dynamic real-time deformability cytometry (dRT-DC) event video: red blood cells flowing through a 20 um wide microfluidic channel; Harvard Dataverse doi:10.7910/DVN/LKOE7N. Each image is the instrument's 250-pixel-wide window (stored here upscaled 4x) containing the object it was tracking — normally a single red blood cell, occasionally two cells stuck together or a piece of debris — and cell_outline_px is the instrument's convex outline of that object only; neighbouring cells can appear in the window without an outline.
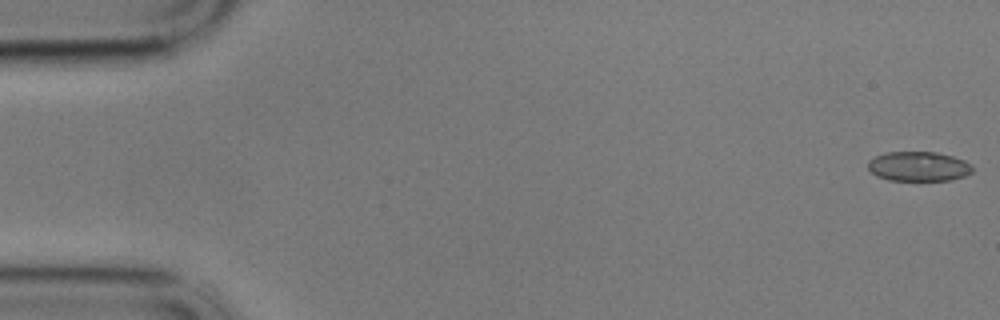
{"species": "common noctule bat (a hibernating species)", "species_latin": "Nyctalus noctula", "temperature_condition": "cold", "stored_images_in_passage": 58, "camera_frame_rate_fps": 3000, "um_per_image_px": 0.085, "animal": {"sex": "male", "body_mass_g": 17.9}, "frame": {"image": 1, "passage_image": 1, "time_ms": 0.0, "image_size_px": [1000, 320], "cell_outline_px": [[972, 172], [964, 176], [952, 180], [888, 180], [876, 176], [868, 168], [868, 160], [884, 152], [936, 152], [952, 156], [964, 160], [972, 164]], "centroid_in_image_um": [78.07, 14.14], "position_along_channel_um": 6.9, "area_um2": 18.09}}
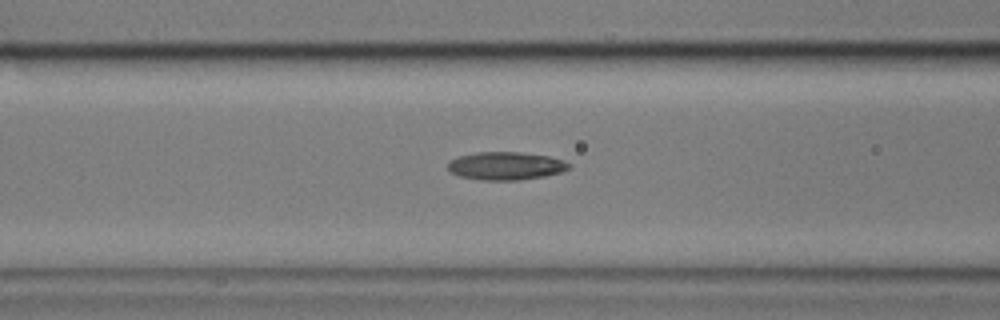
{"frame": {"image": 2, "passage_image": 23, "time_ms": 7.333, "image_size_px": [1000, 320], "cell_outline_px": [[572, 164], [568, 168], [560, 172], [544, 176], [520, 180], [480, 180], [460, 176], [452, 172], [448, 168], [448, 164], [452, 160], [460, 156], [476, 152], [520, 152], [548, 156]], "centroid_in_image_um": [42.99, 14.1], "position_along_channel_um": 123.6, "area_um2": 19.48}}
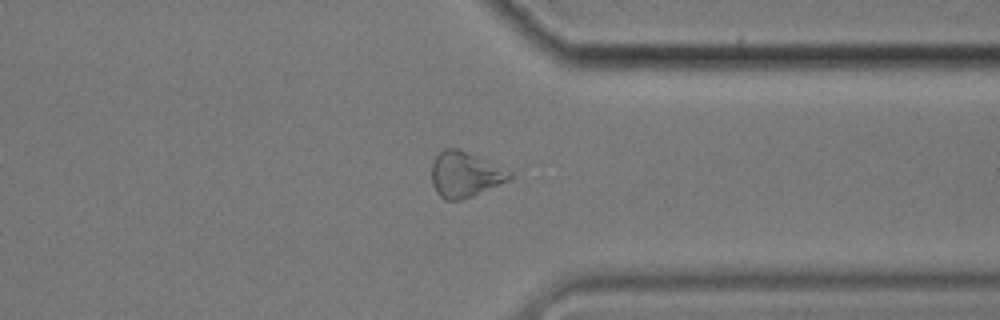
{"frame": {"image": 3, "passage_image": 45, "time_ms": 14.667, "image_size_px": [1000, 320], "cell_outline_px": [[512, 176], [508, 180], [472, 196], [460, 200], [444, 200], [436, 192], [432, 184], [432, 160], [444, 148], [456, 148], [512, 172]], "centroid_in_image_um": [39.46, 14.85], "position_along_channel_um": 371.9, "area_um2": 20.17}, "authors_computed_cell_mechanics": {"area_um2": 19.6809, "velocity_mm_per_s": 3.4271, "shape_relaxation_time_tau1_ms": 6.4939, "shape_relaxation_time_tau2_ms": 4.3514, "deformation_change_tau1": 0.1431, "deformation_change_tau2": 0.1146}}